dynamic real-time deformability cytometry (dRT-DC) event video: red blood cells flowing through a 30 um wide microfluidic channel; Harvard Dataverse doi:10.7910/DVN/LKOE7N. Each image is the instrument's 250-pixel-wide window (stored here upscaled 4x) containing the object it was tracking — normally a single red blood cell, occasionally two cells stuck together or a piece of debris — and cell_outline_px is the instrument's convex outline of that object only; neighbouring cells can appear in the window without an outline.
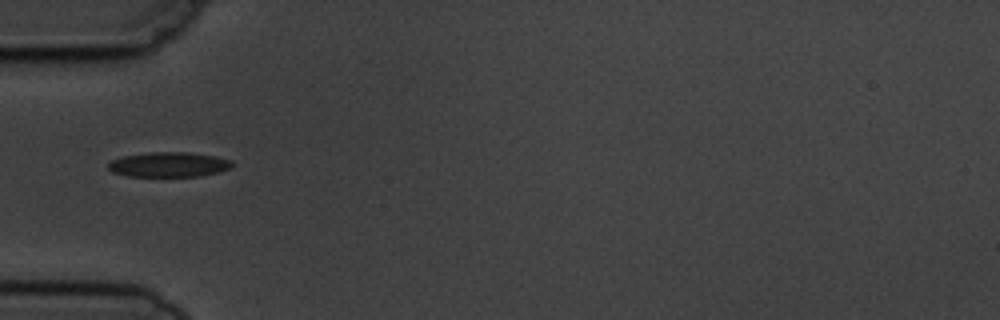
{"species": "common noctule bat (a hibernating species)", "species_latin": "Nyctalus noctula", "temperature_condition": "cold", "stored_images_in_passage": 4, "camera_frame_rate_fps": 3000, "um_per_image_px": 0.085, "animal": {"sex": "male", "body_mass_g": 19.5, "forearm_length_mm": 54.6}, "frame": {"image": 1, "passage_image": 4, "time_ms": 4.333, "image_size_px": [1000, 320], "cell_outline_px": [[232, 168], [220, 172], [200, 176], [128, 176], [112, 172], [108, 168], [108, 164], [112, 160], [124, 156], [148, 152], [188, 152], [216, 156], [232, 160]], "centroid_in_image_um": [14.38, 13.98], "position_along_channel_um": 70.6, "area_um2": 18.03}}